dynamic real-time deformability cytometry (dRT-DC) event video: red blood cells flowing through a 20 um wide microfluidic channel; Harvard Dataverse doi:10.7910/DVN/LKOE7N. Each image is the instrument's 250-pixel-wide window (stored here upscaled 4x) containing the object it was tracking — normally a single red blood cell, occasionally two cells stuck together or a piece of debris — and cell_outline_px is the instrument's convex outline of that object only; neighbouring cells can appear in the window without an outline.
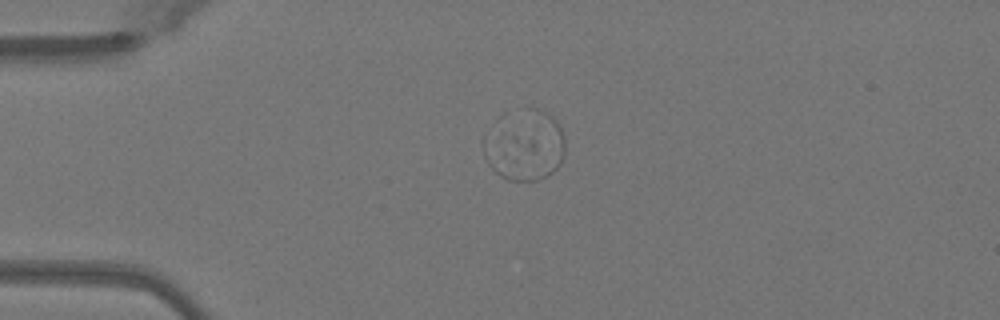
{"species": "Egyptian fruit bat (a non-hibernating species)", "species_latin": "Rousettus aegyptiacus", "temperature_condition": "warm", "stored_images_in_passage": 52, "camera_frame_rate_fps": 3000, "um_per_image_px": 0.085, "animal": {"sex": "female"}, "frame": {"image": 1, "passage_image": 14, "time_ms": 4.333, "image_size_px": [1000, 320], "cell_outline_px": [[564, 156], [560, 164], [548, 176], [536, 180], [508, 180], [500, 176], [488, 164], [484, 156], [484, 136], [524, 108], [536, 108], [552, 116], [556, 120], [564, 136]], "centroid_in_image_um": [44.66, 12.42], "position_along_channel_um": 40.3, "area_um2": 32.48}}
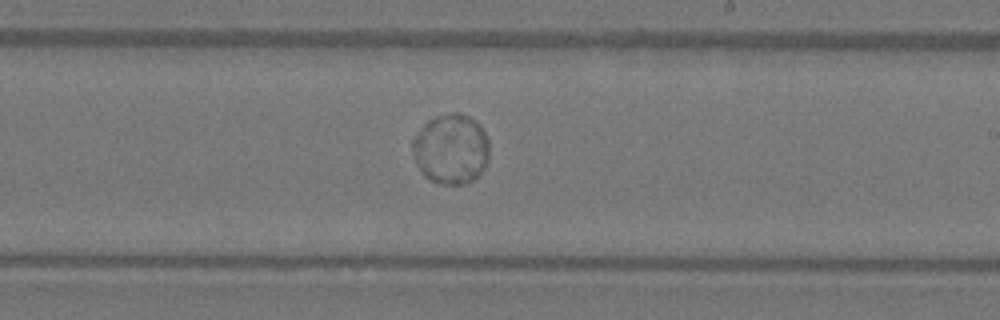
{"frame": {"image": 2, "passage_image": 32, "time_ms": 10.333, "image_size_px": [1000, 320], "cell_outline_px": [[488, 156], [484, 168], [472, 180], [464, 184], [440, 184], [424, 176], [416, 164], [412, 152], [412, 140], [424, 124], [432, 116], [448, 112], [460, 112], [476, 120], [480, 124], [488, 140]], "centroid_in_image_um": [38.31, 12.63], "position_along_channel_um": 250.7, "area_um2": 31.56}}
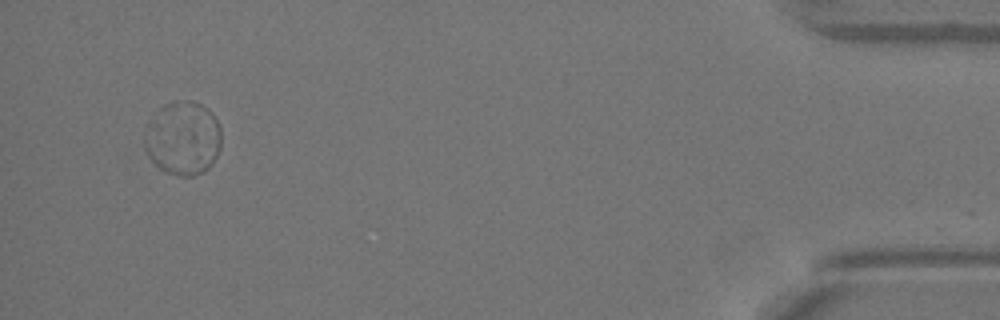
{"frame": {"image": 3, "passage_image": 50, "time_ms": 16.333, "image_size_px": [1000, 320], "cell_outline_px": [[220, 148], [212, 164], [208, 168], [192, 176], [180, 176], [164, 172], [148, 156], [144, 144], [144, 124], [164, 104], [172, 100], [192, 100], [208, 108], [212, 112], [220, 128]], "centroid_in_image_um": [15.51, 11.72], "position_along_channel_um": 419.7, "area_um2": 33.41}}